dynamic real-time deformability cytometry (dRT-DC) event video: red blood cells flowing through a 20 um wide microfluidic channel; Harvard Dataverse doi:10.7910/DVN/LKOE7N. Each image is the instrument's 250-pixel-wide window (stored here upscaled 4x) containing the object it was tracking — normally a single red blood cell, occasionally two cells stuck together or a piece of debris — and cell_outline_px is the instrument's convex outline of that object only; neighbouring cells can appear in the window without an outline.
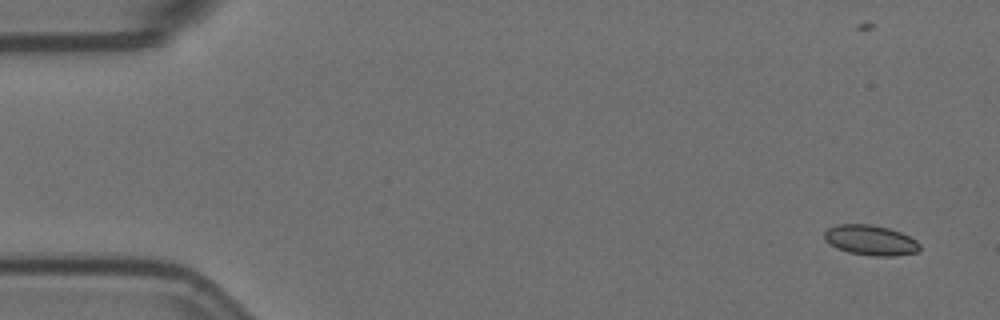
{"species": "Egyptian fruit bat (a non-hibernating species)", "species_latin": "Rousettus aegyptiacus", "temperature_condition": "room temperature", "stored_images_in_passage": 4, "camera_frame_rate_fps": 3000, "um_per_image_px": 0.085, "animal": {"sex": "female"}, "frame": {"image": 1, "passage_image": 1, "time_ms": 0.0, "image_size_px": [1000, 320], "cell_outline_px": [[920, 248], [916, 252], [896, 256], [872, 256], [848, 252], [836, 248], [824, 240], [824, 232], [828, 228], [836, 224], [868, 224], [888, 228], [900, 232], [916, 240], [920, 244]], "centroid_in_image_um": [73.97, 20.42], "position_along_channel_um": 11.0, "area_um2": 16.82}}
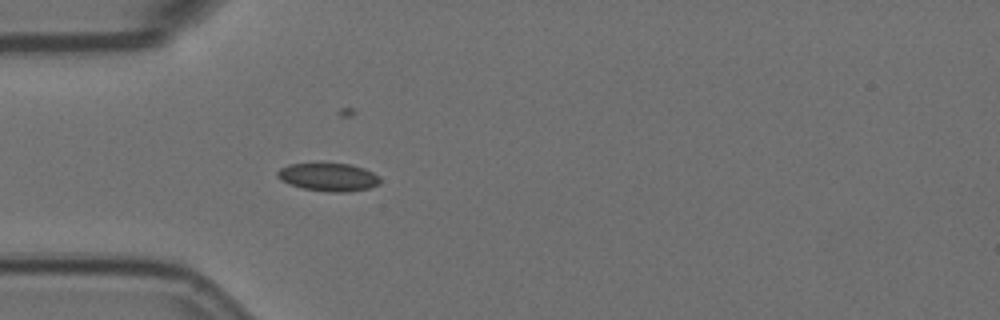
{"frame": {"image": 2, "passage_image": 4, "time_ms": 1.0, "image_size_px": [1000, 320], "cell_outline_px": [[380, 184], [368, 188], [348, 192], [328, 192], [304, 188], [288, 184], [280, 180], [276, 176], [276, 172], [280, 168], [288, 164], [352, 164], [364, 168], [380, 176]], "centroid_in_image_um": [27.91, 15.06], "position_along_channel_um": 57.1, "area_um2": 16.82}}